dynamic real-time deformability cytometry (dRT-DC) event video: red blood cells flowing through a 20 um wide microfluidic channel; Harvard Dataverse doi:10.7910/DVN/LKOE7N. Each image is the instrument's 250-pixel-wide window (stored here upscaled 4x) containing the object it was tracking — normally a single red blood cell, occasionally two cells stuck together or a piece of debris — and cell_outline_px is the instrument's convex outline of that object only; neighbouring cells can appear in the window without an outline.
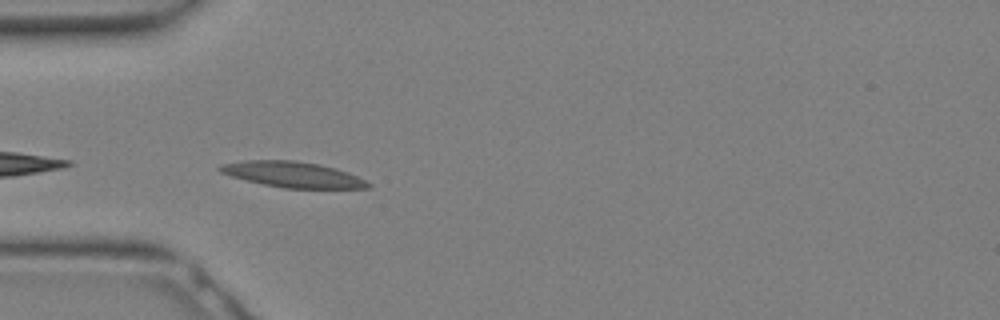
{"species": "Egyptian fruit bat (a non-hibernating species)", "species_latin": "Rousettus aegyptiacus", "temperature_condition": "warm", "stored_images_in_passage": 14, "camera_frame_rate_fps": 3000, "um_per_image_px": 0.085, "animal": {"sex": "female"}, "frame": {"image": 1, "passage_image": 8, "time_ms": 2.333, "image_size_px": [1000, 320], "cell_outline_px": [[372, 188], [284, 188], [264, 184], [232, 176], [220, 172], [216, 168], [220, 164], [244, 160], [296, 160], [320, 164], [336, 168], [348, 172], [372, 184]], "centroid_in_image_um": [24.89, 14.82], "position_along_channel_um": 60.1, "area_um2": 22.14}}
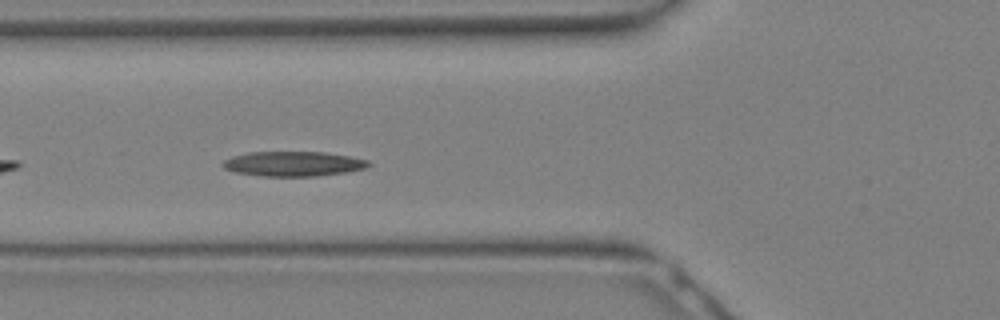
{"frame": {"image": 2, "passage_image": 10, "time_ms": 3.0, "image_size_px": [1000, 320], "cell_outline_px": [[372, 164], [364, 168], [344, 172], [316, 176], [264, 176], [236, 172], [224, 168], [220, 164], [224, 160], [232, 156], [248, 152], [324, 152], [348, 156], [368, 160]], "centroid_in_image_um": [24.9, 13.92], "position_along_channel_um": 100.9, "area_um2": 20.92}}
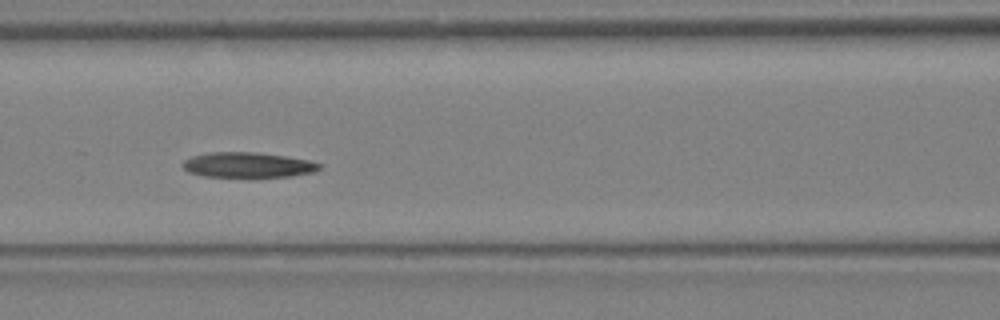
{"frame": {"image": 3, "passage_image": 12, "time_ms": 3.667, "image_size_px": [1000, 320], "cell_outline_px": [[320, 168], [312, 172], [292, 176], [204, 176], [188, 172], [180, 164], [184, 160], [192, 156], [208, 152], [256, 152], [284, 156], [308, 160], [320, 164]], "centroid_in_image_um": [21.01, 14.0], "position_along_channel_um": 145.6, "area_um2": 19.77}}